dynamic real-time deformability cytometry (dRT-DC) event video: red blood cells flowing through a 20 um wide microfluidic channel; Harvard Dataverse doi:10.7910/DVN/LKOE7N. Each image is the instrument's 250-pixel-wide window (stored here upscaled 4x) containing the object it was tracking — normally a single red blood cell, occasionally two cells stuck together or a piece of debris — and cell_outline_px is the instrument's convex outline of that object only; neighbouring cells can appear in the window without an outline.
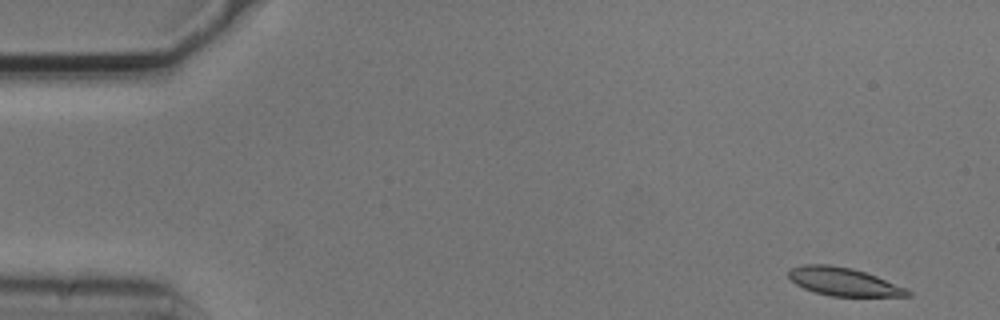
{"species": "common noctule bat (a hibernating species)", "species_latin": "Nyctalus noctula", "temperature_condition": "cold", "stored_images_in_passage": 7, "camera_frame_rate_fps": 3000, "um_per_image_px": 0.085, "animal": {"sex": "male", "body_mass_g": 20.5, "forearm_length_mm": 52.5}, "frame": {"image": 1, "passage_image": 1, "time_ms": 0.0, "image_size_px": [1000, 320], "cell_outline_px": [[912, 296], [832, 296], [816, 292], [804, 288], [796, 284], [788, 276], [788, 272], [792, 268], [804, 264], [828, 264], [852, 268], [876, 276], [908, 288], [912, 292]], "centroid_in_image_um": [71.74, 23.94], "position_along_channel_um": 13.3, "area_um2": 19.42}}
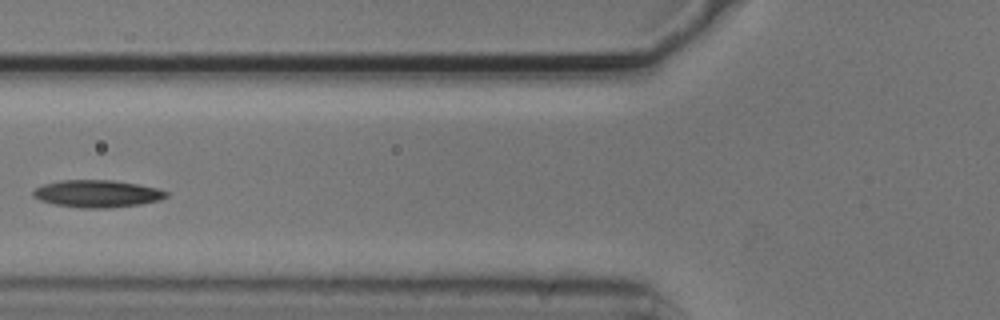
{"frame": {"image": 2, "passage_image": 6, "time_ms": 1.667, "image_size_px": [1000, 320], "cell_outline_px": [[168, 196], [160, 200], [140, 204], [108, 208], [80, 208], [56, 204], [40, 200], [32, 196], [32, 192], [36, 188], [44, 184], [60, 180], [112, 180], [140, 184], [156, 188], [168, 192]], "centroid_in_image_um": [8.27, 16.46], "position_along_channel_um": 117.5, "area_um2": 21.15}}
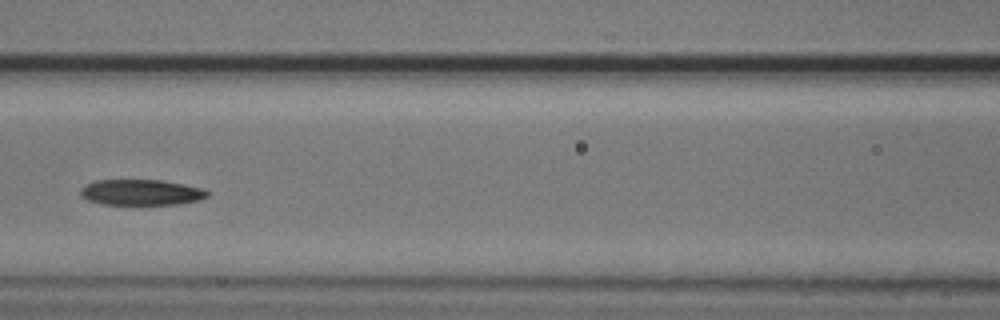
{"frame": {"image": 3, "passage_image": 7, "time_ms": 2.0, "image_size_px": [1000, 320], "cell_outline_px": [[208, 196], [200, 200], [176, 204], [104, 204], [88, 200], [80, 196], [80, 188], [84, 184], [96, 180], [164, 180], [204, 188], [208, 192]], "centroid_in_image_um": [11.99, 16.34], "position_along_channel_um": 154.6, "area_um2": 19.13}}